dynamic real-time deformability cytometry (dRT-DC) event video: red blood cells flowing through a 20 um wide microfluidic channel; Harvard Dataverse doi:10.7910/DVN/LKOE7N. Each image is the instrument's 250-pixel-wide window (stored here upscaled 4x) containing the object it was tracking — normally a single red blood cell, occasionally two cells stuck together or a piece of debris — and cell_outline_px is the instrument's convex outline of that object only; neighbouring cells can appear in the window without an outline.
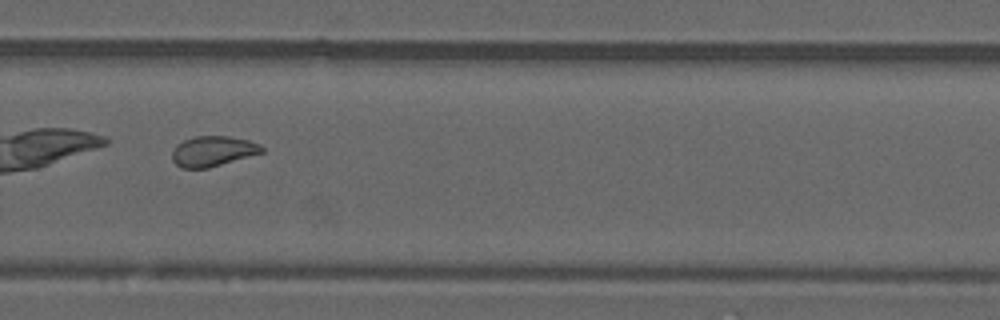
{"species": "common noctule bat (a hibernating species)", "species_latin": "Nyctalus noctula", "temperature_condition": "warm", "stored_images_in_passage": 35, "camera_frame_rate_fps": 3000, "um_per_image_px": 0.085, "animal": {"sex": "male", "forearm_length_mm": 52.5}, "frame": {"image": 1, "passage_image": 20, "time_ms": 6.333, "image_size_px": [1000, 320], "cell_outline_px": [[264, 152], [208, 168], [180, 168], [172, 160], [172, 152], [176, 144], [184, 140], [196, 136], [228, 136], [248, 140], [260, 144], [264, 148]], "centroid_in_image_um": [18.08, 12.85], "position_along_channel_um": 311.7, "area_um2": 15.84}, "authors_computed_cell_mechanics": {"area_um2": 16.3574, "velocity_mm_per_s": 3.8276, "shape_relaxation_time_tau1_ms": null, "shape_relaxation_time_tau2_ms": 1.389, "deformation_change_tau1": null, "deformation_change_tau2": 0.0718}}